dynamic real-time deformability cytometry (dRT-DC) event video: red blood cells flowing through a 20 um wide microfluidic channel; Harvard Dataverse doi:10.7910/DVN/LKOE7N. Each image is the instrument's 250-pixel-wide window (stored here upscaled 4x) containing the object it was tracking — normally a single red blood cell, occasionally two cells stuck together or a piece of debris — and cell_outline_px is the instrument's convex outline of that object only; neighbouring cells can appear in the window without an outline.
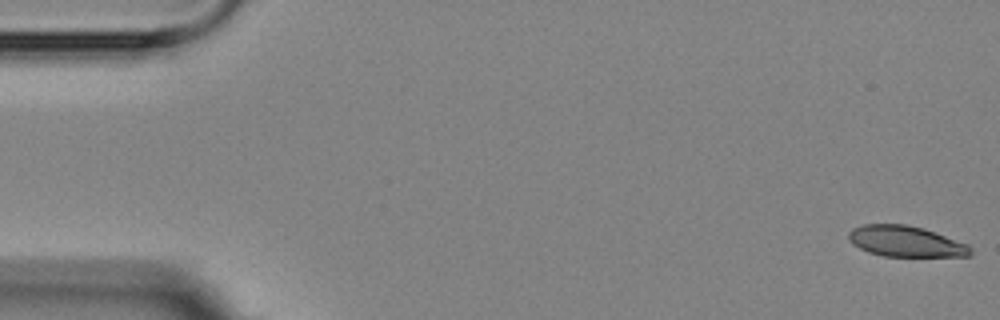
{"species": "Egyptian fruit bat (a non-hibernating species)", "species_latin": "Rousettus aegyptiacus", "temperature_condition": "room temperature", "stored_images_in_passage": 6, "camera_frame_rate_fps": 3000, "um_per_image_px": 0.085, "animal": {"sex": "female"}, "frame": {"image": 1, "passage_image": 1, "time_ms": 0.0, "image_size_px": [1000, 320], "cell_outline_px": [[972, 256], [884, 256], [868, 252], [852, 244], [848, 236], [848, 232], [852, 228], [864, 224], [904, 224], [920, 228], [968, 244], [972, 248]], "centroid_in_image_um": [76.96, 20.52], "position_along_channel_um": 8.0, "area_um2": 21.68}}
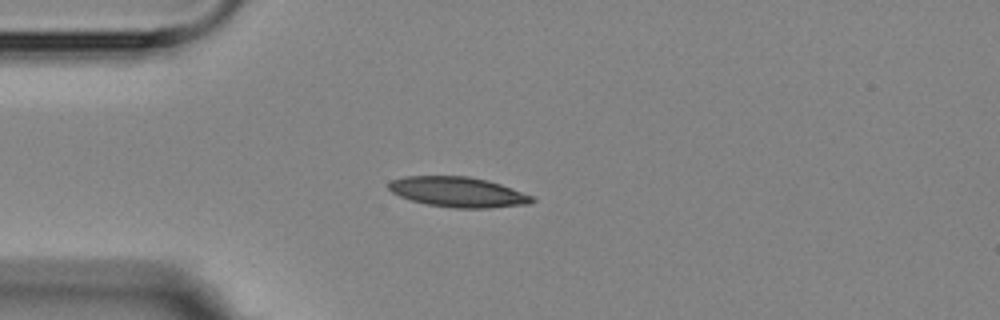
{"frame": {"image": 2, "passage_image": 4, "time_ms": 4.333, "image_size_px": [1000, 320], "cell_outline_px": [[536, 200], [528, 204], [488, 208], [456, 208], [428, 204], [412, 200], [400, 196], [392, 192], [388, 188], [388, 184], [392, 180], [404, 176], [468, 176], [488, 180], [512, 188], [532, 196]], "centroid_in_image_um": [38.93, 16.31], "position_along_channel_um": 46.1, "area_um2": 25.03}}
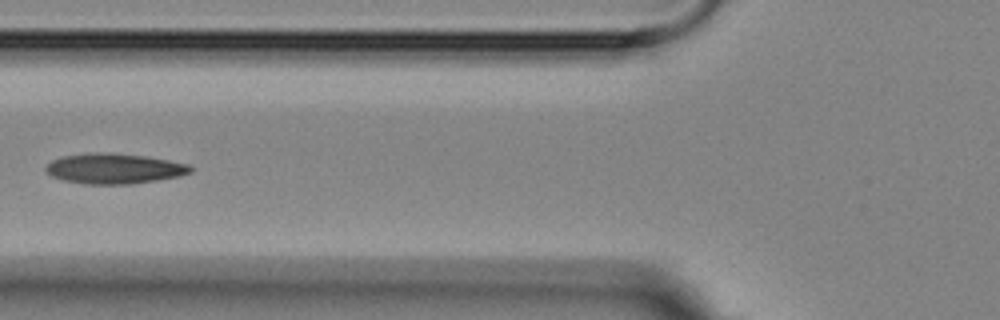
{"frame": {"image": 3, "passage_image": 6, "time_ms": 6.667, "image_size_px": [1000, 320], "cell_outline_px": [[192, 172], [180, 176], [132, 184], [84, 184], [60, 180], [44, 172], [44, 168], [52, 160], [64, 156], [96, 152], [108, 152], [144, 156], [168, 160], [188, 164], [192, 168]], "centroid_in_image_um": [9.67, 14.34], "position_along_channel_um": 116.1, "area_um2": 25.61}}